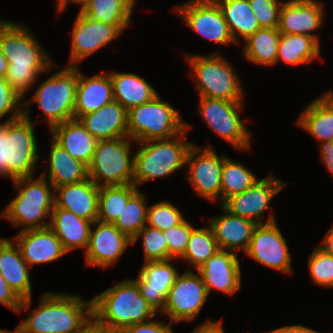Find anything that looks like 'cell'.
Returning <instances> with one entry per match:
<instances>
[{"instance_id":"23","label":"cell","mask_w":333,"mask_h":333,"mask_svg":"<svg viewBox=\"0 0 333 333\" xmlns=\"http://www.w3.org/2000/svg\"><path fill=\"white\" fill-rule=\"evenodd\" d=\"M29 265L22 258L18 246L11 239H4L0 243V273L9 287L22 300V309H29L32 304V283L29 274Z\"/></svg>"},{"instance_id":"31","label":"cell","mask_w":333,"mask_h":333,"mask_svg":"<svg viewBox=\"0 0 333 333\" xmlns=\"http://www.w3.org/2000/svg\"><path fill=\"white\" fill-rule=\"evenodd\" d=\"M296 124L320 143L333 142V91L313 99L302 111Z\"/></svg>"},{"instance_id":"4","label":"cell","mask_w":333,"mask_h":333,"mask_svg":"<svg viewBox=\"0 0 333 333\" xmlns=\"http://www.w3.org/2000/svg\"><path fill=\"white\" fill-rule=\"evenodd\" d=\"M12 183L18 193L0 216L21 230L49 227L54 207L53 185L41 175L18 178Z\"/></svg>"},{"instance_id":"54","label":"cell","mask_w":333,"mask_h":333,"mask_svg":"<svg viewBox=\"0 0 333 333\" xmlns=\"http://www.w3.org/2000/svg\"><path fill=\"white\" fill-rule=\"evenodd\" d=\"M88 0H57V13L61 14L64 10L67 9L68 4L71 2L80 4V7ZM70 2V3H69Z\"/></svg>"},{"instance_id":"34","label":"cell","mask_w":333,"mask_h":333,"mask_svg":"<svg viewBox=\"0 0 333 333\" xmlns=\"http://www.w3.org/2000/svg\"><path fill=\"white\" fill-rule=\"evenodd\" d=\"M220 6L230 34L236 44L254 34L260 27L248 0H215Z\"/></svg>"},{"instance_id":"42","label":"cell","mask_w":333,"mask_h":333,"mask_svg":"<svg viewBox=\"0 0 333 333\" xmlns=\"http://www.w3.org/2000/svg\"><path fill=\"white\" fill-rule=\"evenodd\" d=\"M311 281L316 285L333 288V255L316 246L308 258Z\"/></svg>"},{"instance_id":"36","label":"cell","mask_w":333,"mask_h":333,"mask_svg":"<svg viewBox=\"0 0 333 333\" xmlns=\"http://www.w3.org/2000/svg\"><path fill=\"white\" fill-rule=\"evenodd\" d=\"M280 35L278 28H259L244 40L245 59L262 66L275 65Z\"/></svg>"},{"instance_id":"21","label":"cell","mask_w":333,"mask_h":333,"mask_svg":"<svg viewBox=\"0 0 333 333\" xmlns=\"http://www.w3.org/2000/svg\"><path fill=\"white\" fill-rule=\"evenodd\" d=\"M324 8L317 0H289L282 4L278 30L285 34H301L315 38L313 33L324 25Z\"/></svg>"},{"instance_id":"1","label":"cell","mask_w":333,"mask_h":333,"mask_svg":"<svg viewBox=\"0 0 333 333\" xmlns=\"http://www.w3.org/2000/svg\"><path fill=\"white\" fill-rule=\"evenodd\" d=\"M0 50L8 62L5 79L23 98L39 74L58 68L23 24L0 19Z\"/></svg>"},{"instance_id":"22","label":"cell","mask_w":333,"mask_h":333,"mask_svg":"<svg viewBox=\"0 0 333 333\" xmlns=\"http://www.w3.org/2000/svg\"><path fill=\"white\" fill-rule=\"evenodd\" d=\"M11 240L18 246L29 267L55 262L67 253L49 227L21 230Z\"/></svg>"},{"instance_id":"24","label":"cell","mask_w":333,"mask_h":333,"mask_svg":"<svg viewBox=\"0 0 333 333\" xmlns=\"http://www.w3.org/2000/svg\"><path fill=\"white\" fill-rule=\"evenodd\" d=\"M99 186L90 178L55 188L54 204L88 221L98 217Z\"/></svg>"},{"instance_id":"43","label":"cell","mask_w":333,"mask_h":333,"mask_svg":"<svg viewBox=\"0 0 333 333\" xmlns=\"http://www.w3.org/2000/svg\"><path fill=\"white\" fill-rule=\"evenodd\" d=\"M185 218L171 202L162 201L148 206L146 225L162 231L180 224Z\"/></svg>"},{"instance_id":"47","label":"cell","mask_w":333,"mask_h":333,"mask_svg":"<svg viewBox=\"0 0 333 333\" xmlns=\"http://www.w3.org/2000/svg\"><path fill=\"white\" fill-rule=\"evenodd\" d=\"M152 320L128 326L120 333H174L172 323L166 324L162 321Z\"/></svg>"},{"instance_id":"56","label":"cell","mask_w":333,"mask_h":333,"mask_svg":"<svg viewBox=\"0 0 333 333\" xmlns=\"http://www.w3.org/2000/svg\"><path fill=\"white\" fill-rule=\"evenodd\" d=\"M82 333H106V332L102 328H99L94 323H92Z\"/></svg>"},{"instance_id":"50","label":"cell","mask_w":333,"mask_h":333,"mask_svg":"<svg viewBox=\"0 0 333 333\" xmlns=\"http://www.w3.org/2000/svg\"><path fill=\"white\" fill-rule=\"evenodd\" d=\"M320 155L328 172L333 176V142L323 141L320 143Z\"/></svg>"},{"instance_id":"8","label":"cell","mask_w":333,"mask_h":333,"mask_svg":"<svg viewBox=\"0 0 333 333\" xmlns=\"http://www.w3.org/2000/svg\"><path fill=\"white\" fill-rule=\"evenodd\" d=\"M181 117L158 94L153 100L128 110V137L136 142L173 138L186 129Z\"/></svg>"},{"instance_id":"33","label":"cell","mask_w":333,"mask_h":333,"mask_svg":"<svg viewBox=\"0 0 333 333\" xmlns=\"http://www.w3.org/2000/svg\"><path fill=\"white\" fill-rule=\"evenodd\" d=\"M320 54V43L315 38L301 34L281 33L276 63L282 60L292 66L309 64L316 58H320Z\"/></svg>"},{"instance_id":"35","label":"cell","mask_w":333,"mask_h":333,"mask_svg":"<svg viewBox=\"0 0 333 333\" xmlns=\"http://www.w3.org/2000/svg\"><path fill=\"white\" fill-rule=\"evenodd\" d=\"M136 0H88L79 9L86 19L110 25H131Z\"/></svg>"},{"instance_id":"12","label":"cell","mask_w":333,"mask_h":333,"mask_svg":"<svg viewBox=\"0 0 333 333\" xmlns=\"http://www.w3.org/2000/svg\"><path fill=\"white\" fill-rule=\"evenodd\" d=\"M207 298L208 293L200 274L189 268L176 277L161 313L166 314L172 324L191 322L199 316Z\"/></svg>"},{"instance_id":"18","label":"cell","mask_w":333,"mask_h":333,"mask_svg":"<svg viewBox=\"0 0 333 333\" xmlns=\"http://www.w3.org/2000/svg\"><path fill=\"white\" fill-rule=\"evenodd\" d=\"M93 227H96L93 230ZM132 240L113 223L93 222L88 246L84 252L87 266L108 268L127 250Z\"/></svg>"},{"instance_id":"55","label":"cell","mask_w":333,"mask_h":333,"mask_svg":"<svg viewBox=\"0 0 333 333\" xmlns=\"http://www.w3.org/2000/svg\"><path fill=\"white\" fill-rule=\"evenodd\" d=\"M7 68H8L7 58L0 50V78L6 77Z\"/></svg>"},{"instance_id":"29","label":"cell","mask_w":333,"mask_h":333,"mask_svg":"<svg viewBox=\"0 0 333 333\" xmlns=\"http://www.w3.org/2000/svg\"><path fill=\"white\" fill-rule=\"evenodd\" d=\"M52 139L73 158L85 165L91 163L97 139L92 136L78 119L67 120L50 129Z\"/></svg>"},{"instance_id":"17","label":"cell","mask_w":333,"mask_h":333,"mask_svg":"<svg viewBox=\"0 0 333 333\" xmlns=\"http://www.w3.org/2000/svg\"><path fill=\"white\" fill-rule=\"evenodd\" d=\"M130 25H110L94 19H86L78 12L72 29L70 66L79 62L105 47L118 38Z\"/></svg>"},{"instance_id":"5","label":"cell","mask_w":333,"mask_h":333,"mask_svg":"<svg viewBox=\"0 0 333 333\" xmlns=\"http://www.w3.org/2000/svg\"><path fill=\"white\" fill-rule=\"evenodd\" d=\"M192 128L186 123V129L170 139L137 142L140 147L134 154L133 184L138 188L142 183L166 177L186 166V157L193 143L184 141L188 130Z\"/></svg>"},{"instance_id":"40","label":"cell","mask_w":333,"mask_h":333,"mask_svg":"<svg viewBox=\"0 0 333 333\" xmlns=\"http://www.w3.org/2000/svg\"><path fill=\"white\" fill-rule=\"evenodd\" d=\"M146 195L140 189L127 201L126 206L119 217L113 223L123 234L131 240L146 225L147 221V202Z\"/></svg>"},{"instance_id":"7","label":"cell","mask_w":333,"mask_h":333,"mask_svg":"<svg viewBox=\"0 0 333 333\" xmlns=\"http://www.w3.org/2000/svg\"><path fill=\"white\" fill-rule=\"evenodd\" d=\"M77 67L67 65L64 69L51 74L38 85L32 98L23 102V110H29L31 103H37L50 129L67 120L75 119L74 107L79 79Z\"/></svg>"},{"instance_id":"27","label":"cell","mask_w":333,"mask_h":333,"mask_svg":"<svg viewBox=\"0 0 333 333\" xmlns=\"http://www.w3.org/2000/svg\"><path fill=\"white\" fill-rule=\"evenodd\" d=\"M114 100L113 85L109 73L85 76L79 70L76 87L74 117L96 111Z\"/></svg>"},{"instance_id":"51","label":"cell","mask_w":333,"mask_h":333,"mask_svg":"<svg viewBox=\"0 0 333 333\" xmlns=\"http://www.w3.org/2000/svg\"><path fill=\"white\" fill-rule=\"evenodd\" d=\"M191 333H225L222 321H212L210 319H207L205 322L199 324L194 328Z\"/></svg>"},{"instance_id":"53","label":"cell","mask_w":333,"mask_h":333,"mask_svg":"<svg viewBox=\"0 0 333 333\" xmlns=\"http://www.w3.org/2000/svg\"><path fill=\"white\" fill-rule=\"evenodd\" d=\"M325 252L333 255V226L328 229L324 239L322 240V244L319 245Z\"/></svg>"},{"instance_id":"20","label":"cell","mask_w":333,"mask_h":333,"mask_svg":"<svg viewBox=\"0 0 333 333\" xmlns=\"http://www.w3.org/2000/svg\"><path fill=\"white\" fill-rule=\"evenodd\" d=\"M170 260L147 261L139 268L134 279L139 286L140 294L158 313L162 312L169 294V289L175 283L179 271Z\"/></svg>"},{"instance_id":"28","label":"cell","mask_w":333,"mask_h":333,"mask_svg":"<svg viewBox=\"0 0 333 333\" xmlns=\"http://www.w3.org/2000/svg\"><path fill=\"white\" fill-rule=\"evenodd\" d=\"M92 225L93 222L81 218L70 211L58 208L54 204L49 228L55 233L67 253L77 248H84L85 252L89 243Z\"/></svg>"},{"instance_id":"52","label":"cell","mask_w":333,"mask_h":333,"mask_svg":"<svg viewBox=\"0 0 333 333\" xmlns=\"http://www.w3.org/2000/svg\"><path fill=\"white\" fill-rule=\"evenodd\" d=\"M265 333H321V332L315 331L314 329L303 325L296 324L290 326H282Z\"/></svg>"},{"instance_id":"25","label":"cell","mask_w":333,"mask_h":333,"mask_svg":"<svg viewBox=\"0 0 333 333\" xmlns=\"http://www.w3.org/2000/svg\"><path fill=\"white\" fill-rule=\"evenodd\" d=\"M128 111L118 102L105 104L100 109L78 118L85 129L97 140L128 137Z\"/></svg>"},{"instance_id":"16","label":"cell","mask_w":333,"mask_h":333,"mask_svg":"<svg viewBox=\"0 0 333 333\" xmlns=\"http://www.w3.org/2000/svg\"><path fill=\"white\" fill-rule=\"evenodd\" d=\"M276 222L256 226L245 254L259 264L293 274L290 250Z\"/></svg>"},{"instance_id":"15","label":"cell","mask_w":333,"mask_h":333,"mask_svg":"<svg viewBox=\"0 0 333 333\" xmlns=\"http://www.w3.org/2000/svg\"><path fill=\"white\" fill-rule=\"evenodd\" d=\"M173 10L199 35L222 45L236 44L215 0H188L175 6Z\"/></svg>"},{"instance_id":"37","label":"cell","mask_w":333,"mask_h":333,"mask_svg":"<svg viewBox=\"0 0 333 333\" xmlns=\"http://www.w3.org/2000/svg\"><path fill=\"white\" fill-rule=\"evenodd\" d=\"M139 190L134 184L99 187V203L97 220L114 223L119 217L127 201Z\"/></svg>"},{"instance_id":"3","label":"cell","mask_w":333,"mask_h":333,"mask_svg":"<svg viewBox=\"0 0 333 333\" xmlns=\"http://www.w3.org/2000/svg\"><path fill=\"white\" fill-rule=\"evenodd\" d=\"M79 295L45 292L37 309L20 325L28 333H82L93 323L92 299Z\"/></svg>"},{"instance_id":"11","label":"cell","mask_w":333,"mask_h":333,"mask_svg":"<svg viewBox=\"0 0 333 333\" xmlns=\"http://www.w3.org/2000/svg\"><path fill=\"white\" fill-rule=\"evenodd\" d=\"M30 110H23V116L9 121V135L6 137V162L9 164V178L32 177L37 174L39 160L38 142Z\"/></svg>"},{"instance_id":"38","label":"cell","mask_w":333,"mask_h":333,"mask_svg":"<svg viewBox=\"0 0 333 333\" xmlns=\"http://www.w3.org/2000/svg\"><path fill=\"white\" fill-rule=\"evenodd\" d=\"M259 178L242 163L229 157L223 159L221 169V201L240 194L250 188Z\"/></svg>"},{"instance_id":"10","label":"cell","mask_w":333,"mask_h":333,"mask_svg":"<svg viewBox=\"0 0 333 333\" xmlns=\"http://www.w3.org/2000/svg\"><path fill=\"white\" fill-rule=\"evenodd\" d=\"M198 112L214 133L237 150H250L251 133L240 118L244 102L214 99L199 96Z\"/></svg>"},{"instance_id":"6","label":"cell","mask_w":333,"mask_h":333,"mask_svg":"<svg viewBox=\"0 0 333 333\" xmlns=\"http://www.w3.org/2000/svg\"><path fill=\"white\" fill-rule=\"evenodd\" d=\"M199 96L244 102L242 83L232 64L221 54L185 55Z\"/></svg>"},{"instance_id":"48","label":"cell","mask_w":333,"mask_h":333,"mask_svg":"<svg viewBox=\"0 0 333 333\" xmlns=\"http://www.w3.org/2000/svg\"><path fill=\"white\" fill-rule=\"evenodd\" d=\"M22 300L9 287L6 280L0 273V303L14 312H18L21 307Z\"/></svg>"},{"instance_id":"45","label":"cell","mask_w":333,"mask_h":333,"mask_svg":"<svg viewBox=\"0 0 333 333\" xmlns=\"http://www.w3.org/2000/svg\"><path fill=\"white\" fill-rule=\"evenodd\" d=\"M23 97L17 93L5 78H0V121L9 114L6 121L23 116Z\"/></svg>"},{"instance_id":"13","label":"cell","mask_w":333,"mask_h":333,"mask_svg":"<svg viewBox=\"0 0 333 333\" xmlns=\"http://www.w3.org/2000/svg\"><path fill=\"white\" fill-rule=\"evenodd\" d=\"M287 185L288 183L270 174L259 179L244 192L227 198L221 206L230 214L249 219L258 225L271 223L276 221L273 213H270L266 222L262 221L263 215L274 196Z\"/></svg>"},{"instance_id":"49","label":"cell","mask_w":333,"mask_h":333,"mask_svg":"<svg viewBox=\"0 0 333 333\" xmlns=\"http://www.w3.org/2000/svg\"><path fill=\"white\" fill-rule=\"evenodd\" d=\"M9 135V121L0 122V177L9 178V164L6 162V137Z\"/></svg>"},{"instance_id":"32","label":"cell","mask_w":333,"mask_h":333,"mask_svg":"<svg viewBox=\"0 0 333 333\" xmlns=\"http://www.w3.org/2000/svg\"><path fill=\"white\" fill-rule=\"evenodd\" d=\"M113 97L127 111L153 100L159 93L142 76L133 73H109Z\"/></svg>"},{"instance_id":"44","label":"cell","mask_w":333,"mask_h":333,"mask_svg":"<svg viewBox=\"0 0 333 333\" xmlns=\"http://www.w3.org/2000/svg\"><path fill=\"white\" fill-rule=\"evenodd\" d=\"M195 228L184 219L180 224L163 231L165 240L168 243L169 260L181 258L187 248L191 232Z\"/></svg>"},{"instance_id":"14","label":"cell","mask_w":333,"mask_h":333,"mask_svg":"<svg viewBox=\"0 0 333 333\" xmlns=\"http://www.w3.org/2000/svg\"><path fill=\"white\" fill-rule=\"evenodd\" d=\"M225 157L219 156L209 145L201 150L193 144L187 153L184 168L189 167L186 168V179L194 187L195 193L205 200H221V169Z\"/></svg>"},{"instance_id":"26","label":"cell","mask_w":333,"mask_h":333,"mask_svg":"<svg viewBox=\"0 0 333 333\" xmlns=\"http://www.w3.org/2000/svg\"><path fill=\"white\" fill-rule=\"evenodd\" d=\"M225 212L210 219L209 226L212 228L219 249L228 251H247L253 232L258 224L249 219H245L230 214L222 206Z\"/></svg>"},{"instance_id":"41","label":"cell","mask_w":333,"mask_h":333,"mask_svg":"<svg viewBox=\"0 0 333 333\" xmlns=\"http://www.w3.org/2000/svg\"><path fill=\"white\" fill-rule=\"evenodd\" d=\"M139 237H142L144 262L169 260L168 243L162 230L145 225L132 240V244Z\"/></svg>"},{"instance_id":"9","label":"cell","mask_w":333,"mask_h":333,"mask_svg":"<svg viewBox=\"0 0 333 333\" xmlns=\"http://www.w3.org/2000/svg\"><path fill=\"white\" fill-rule=\"evenodd\" d=\"M133 143L137 142L129 137L98 140L88 165L89 178L99 187L133 184Z\"/></svg>"},{"instance_id":"30","label":"cell","mask_w":333,"mask_h":333,"mask_svg":"<svg viewBox=\"0 0 333 333\" xmlns=\"http://www.w3.org/2000/svg\"><path fill=\"white\" fill-rule=\"evenodd\" d=\"M48 161L49 172L41 174L54 187L76 184L88 179V166L73 158L63 147L51 139Z\"/></svg>"},{"instance_id":"2","label":"cell","mask_w":333,"mask_h":333,"mask_svg":"<svg viewBox=\"0 0 333 333\" xmlns=\"http://www.w3.org/2000/svg\"><path fill=\"white\" fill-rule=\"evenodd\" d=\"M93 323L106 333H120L133 324L155 318L157 312L140 294L133 279H124L92 298Z\"/></svg>"},{"instance_id":"46","label":"cell","mask_w":333,"mask_h":333,"mask_svg":"<svg viewBox=\"0 0 333 333\" xmlns=\"http://www.w3.org/2000/svg\"><path fill=\"white\" fill-rule=\"evenodd\" d=\"M260 27L278 28L283 2L279 0H248Z\"/></svg>"},{"instance_id":"19","label":"cell","mask_w":333,"mask_h":333,"mask_svg":"<svg viewBox=\"0 0 333 333\" xmlns=\"http://www.w3.org/2000/svg\"><path fill=\"white\" fill-rule=\"evenodd\" d=\"M234 253L218 249L198 270L208 296L212 289L234 295L241 288V266Z\"/></svg>"},{"instance_id":"57","label":"cell","mask_w":333,"mask_h":333,"mask_svg":"<svg viewBox=\"0 0 333 333\" xmlns=\"http://www.w3.org/2000/svg\"><path fill=\"white\" fill-rule=\"evenodd\" d=\"M0 333H28V332L19 324L14 331H6L0 329Z\"/></svg>"},{"instance_id":"39","label":"cell","mask_w":333,"mask_h":333,"mask_svg":"<svg viewBox=\"0 0 333 333\" xmlns=\"http://www.w3.org/2000/svg\"><path fill=\"white\" fill-rule=\"evenodd\" d=\"M219 249L212 228H195L190 235L182 260L198 270Z\"/></svg>"}]
</instances>
